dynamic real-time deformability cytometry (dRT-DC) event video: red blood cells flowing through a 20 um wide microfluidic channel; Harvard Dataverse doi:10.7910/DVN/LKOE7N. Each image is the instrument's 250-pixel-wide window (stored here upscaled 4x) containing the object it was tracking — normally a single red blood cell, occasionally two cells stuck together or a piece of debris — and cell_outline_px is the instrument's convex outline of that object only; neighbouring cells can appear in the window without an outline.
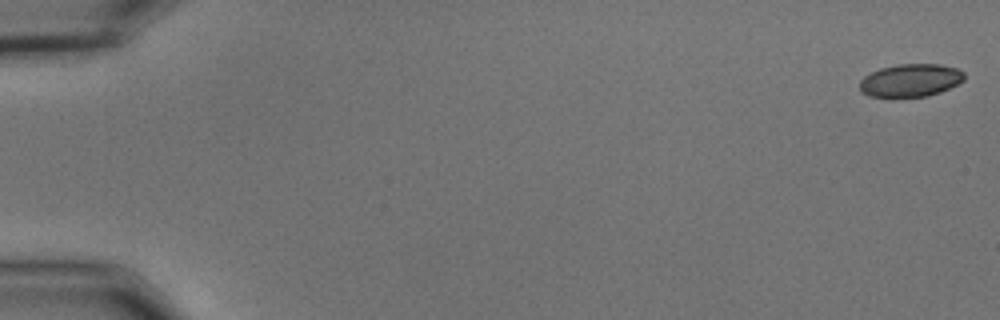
{"species": "common noctule bat (a hibernating species)", "species_latin": "Nyctalus noctula", "temperature_condition": "cold", "stored_images_in_passage": 55, "camera_frame_rate_fps": 3000, "um_per_image_px": 0.085, "animal": {"sex": "male", "body_mass_g": 15.6}, "frame": {"image": 1, "passage_image": 1, "time_ms": 0.0, "image_size_px": [1000, 320], "cell_outline_px": [[964, 80], [940, 92], [928, 96], [892, 100], [888, 100], [868, 96], [860, 92], [860, 80], [864, 76], [880, 68], [896, 64], [940, 64], [956, 68], [964, 72]], "centroid_in_image_um": [77.32, 6.88], "position_along_channel_um": 7.7, "area_um2": 20.81}}
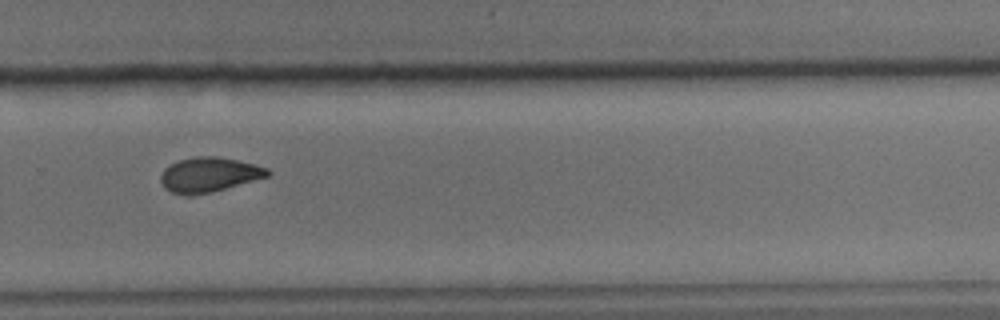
{"frame": {"image": 2, "passage_image": 39, "time_ms": 12.667, "image_size_px": [1000, 320], "cell_outline_px": [[272, 172], [268, 176], [212, 192], [192, 196], [188, 196], [172, 192], [164, 188], [160, 180], [160, 176], [164, 168], [180, 160], [196, 156], [216, 156], [256, 164], [268, 168]], "centroid_in_image_um": [17.76, 14.85], "position_along_channel_um": 312.0, "area_um2": 21.62}}
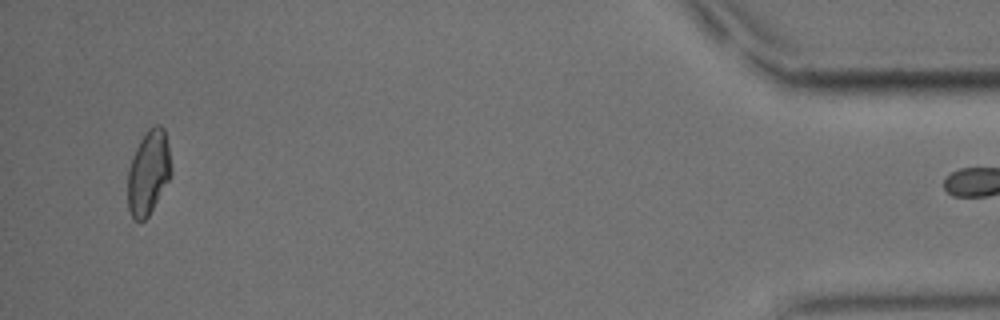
{"frame": {"image": 3, "passage_image": 54, "time_ms": 17.667, "image_size_px": [1000, 320], "cell_outline_px": [[172, 176], [148, 216], [140, 224], [132, 216], [128, 208], [128, 172], [132, 156], [140, 140], [148, 128], [152, 124], [160, 124], [164, 128], [168, 144], [172, 168]], "centroid_in_image_um": [12.64, 14.65], "position_along_channel_um": 422.6, "area_um2": 21.62}}